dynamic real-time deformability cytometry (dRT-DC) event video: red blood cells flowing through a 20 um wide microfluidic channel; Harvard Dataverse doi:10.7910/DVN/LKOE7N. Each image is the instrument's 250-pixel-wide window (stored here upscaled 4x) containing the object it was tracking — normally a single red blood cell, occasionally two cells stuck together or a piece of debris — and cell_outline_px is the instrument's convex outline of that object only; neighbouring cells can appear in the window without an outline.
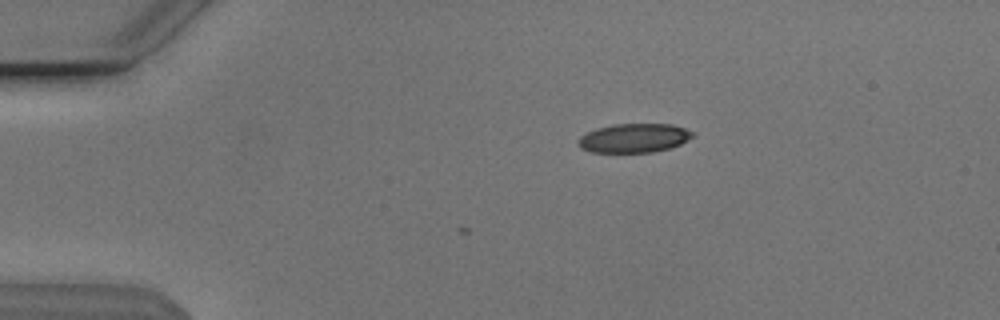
{"species": "Egyptian fruit bat (a non-hibernating species)", "species_latin": "Rousettus aegyptiacus", "temperature_condition": "cold", "stored_images_in_passage": 6, "camera_frame_rate_fps": 3000, "um_per_image_px": 0.085, "animal": {"sex": "male"}, "frame": {"image": 1, "passage_image": 1, "time_ms": 0.0, "image_size_px": [1000, 320], "cell_outline_px": [[692, 136], [680, 144], [668, 148], [652, 152], [592, 152], [580, 148], [576, 144], [580, 136], [596, 128], [612, 124], [672, 124], [684, 128], [692, 132]], "centroid_in_image_um": [53.83, 11.73], "position_along_channel_um": 31.2, "area_um2": 19.19}}